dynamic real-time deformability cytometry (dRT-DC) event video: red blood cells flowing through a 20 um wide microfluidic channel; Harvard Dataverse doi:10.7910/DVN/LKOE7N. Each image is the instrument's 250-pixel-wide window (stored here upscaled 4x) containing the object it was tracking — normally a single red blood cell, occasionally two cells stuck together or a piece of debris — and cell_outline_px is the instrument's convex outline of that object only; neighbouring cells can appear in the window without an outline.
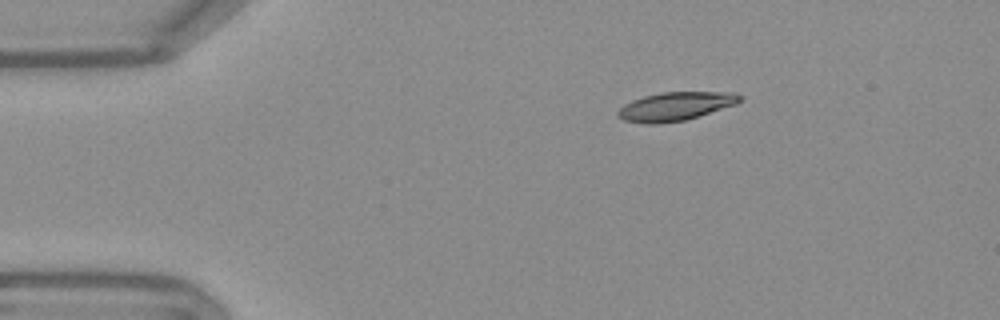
{"species": "Egyptian fruit bat (a non-hibernating species)", "species_latin": "Rousettus aegyptiacus", "temperature_condition": "warm", "stored_images_in_passage": 45, "camera_frame_rate_fps": 3000, "um_per_image_px": 0.085, "frame": {"image": 1, "passage_image": 1, "time_ms": 0.0, "image_size_px": [1000, 320], "cell_outline_px": [[744, 96], [736, 104], [684, 120], [656, 124], [648, 124], [624, 120], [616, 116], [616, 112], [624, 104], [632, 100], [644, 96], [660, 92], [736, 92]], "centroid_in_image_um": [57.39, 9.03], "position_along_channel_um": 27.6, "area_um2": 20.23}}
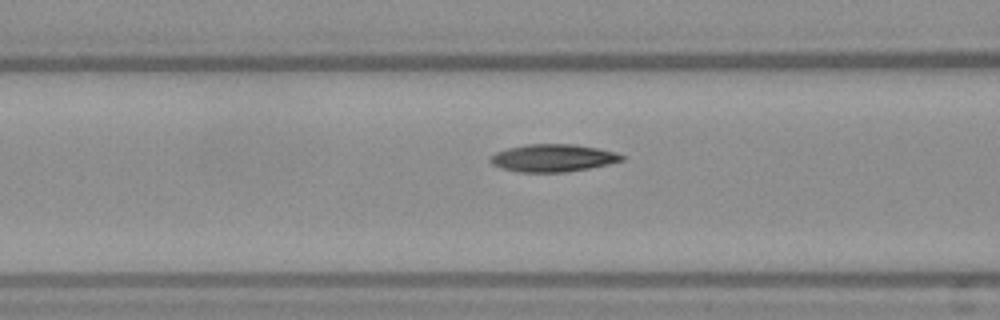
{"frame": {"image": 2, "passage_image": 13, "time_ms": 4.0, "image_size_px": [1000, 320], "cell_outline_px": [[624, 160], [608, 164], [588, 168], [564, 172], [520, 172], [504, 168], [492, 164], [488, 160], [488, 156], [496, 152], [508, 148], [524, 144], [576, 144], [616, 152], [624, 156]], "centroid_in_image_um": [46.97, 13.42], "position_along_channel_um": 119.6, "area_um2": 21.04}}
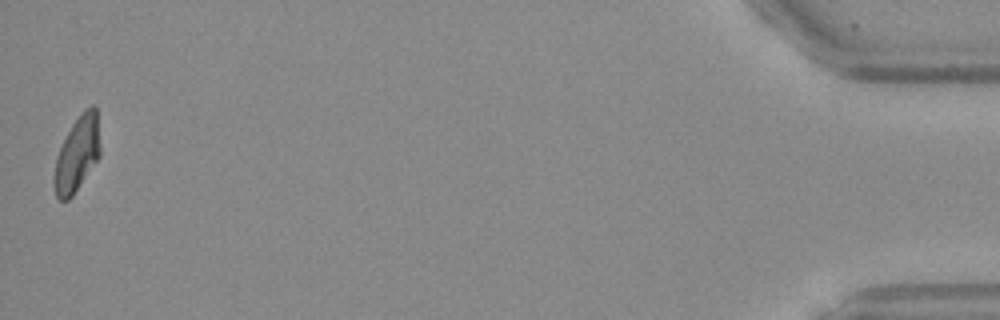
{"frame": {"image": 3, "passage_image": 45, "time_ms": 14.667, "image_size_px": [1000, 320], "cell_outline_px": [[100, 156], [72, 196], [68, 200], [60, 200], [56, 196], [52, 184], [52, 180], [56, 156], [72, 124], [80, 112], [84, 108], [92, 104], [96, 108], [100, 148]], "centroid_in_image_um": [6.53, 13.1], "position_along_channel_um": 428.7, "area_um2": 20.17}, "authors_computed_cell_mechanics": {"area_um2": 20.6346, "velocity_mm_per_s": 3.7862, "shape_relaxation_time_tau1_ms": null, "shape_relaxation_time_tau2_ms": 3.308, "deformation_change_tau1": null, "deformation_change_tau2": 0.0914}}